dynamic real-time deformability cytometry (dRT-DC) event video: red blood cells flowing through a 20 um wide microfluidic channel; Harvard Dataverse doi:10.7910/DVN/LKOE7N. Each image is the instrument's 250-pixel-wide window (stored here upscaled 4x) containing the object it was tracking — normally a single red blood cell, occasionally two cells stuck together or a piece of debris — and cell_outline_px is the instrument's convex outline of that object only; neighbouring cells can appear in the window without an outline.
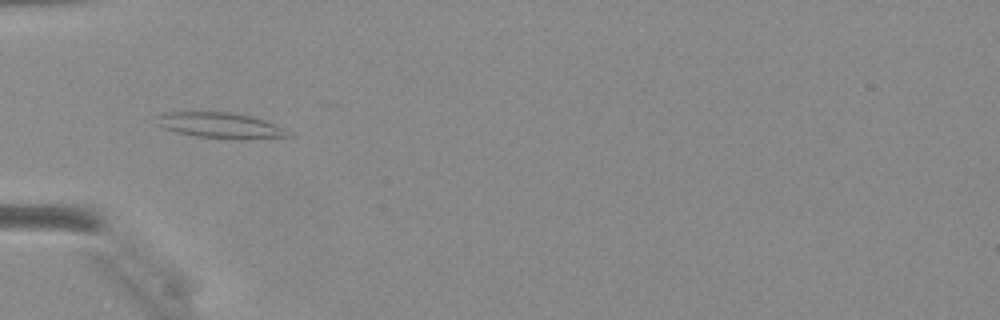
{"species": "Egyptian fruit bat (a non-hibernating species)", "species_latin": "Rousettus aegyptiacus", "temperature_condition": "warm", "stored_images_in_passage": 17, "camera_frame_rate_fps": 3000, "um_per_image_px": 0.085, "animal": {"sex": "female"}, "frame": {"image": 1, "passage_image": 2, "time_ms": 0.333, "image_size_px": [1000, 320], "cell_outline_px": [[296, 136], [196, 136], [176, 132], [164, 128], [156, 124], [160, 116], [164, 112], [232, 112], [252, 116], [264, 120]], "centroid_in_image_um": [18.59, 10.59], "position_along_channel_um": 66.4, "area_um2": 18.09}}
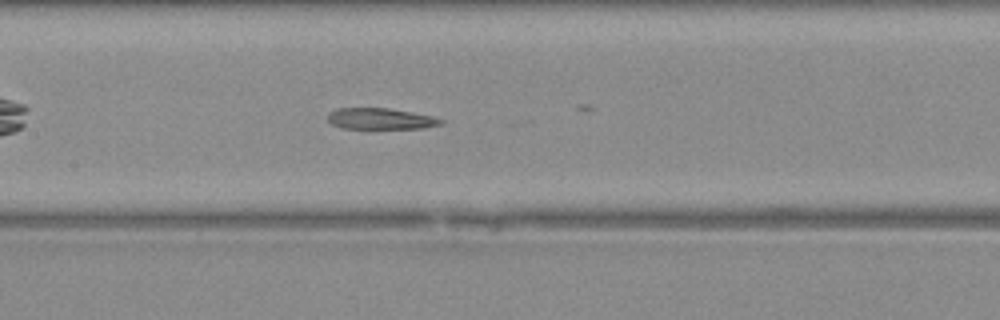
{"frame": {"image": 2, "passage_image": 9, "time_ms": 2.667, "image_size_px": [1000, 320], "cell_outline_px": [[444, 120], [440, 124], [424, 128], [340, 128], [332, 124], [328, 120], [328, 112], [336, 108], [388, 108], [412, 112], [432, 116]], "centroid_in_image_um": [32.3, 10.08], "position_along_channel_um": 175.1, "area_um2": 13.87}}
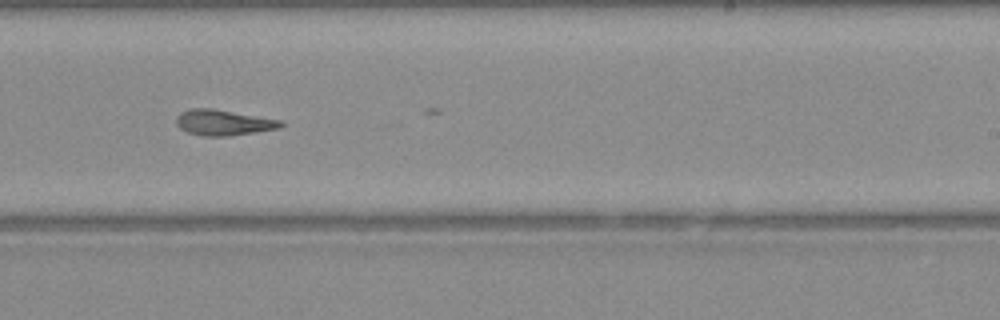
{"frame": {"image": 3, "passage_image": 15, "time_ms": 4.667, "image_size_px": [1000, 320], "cell_outline_px": [[284, 124], [276, 128], [228, 136], [200, 136], [188, 132], [180, 128], [176, 124], [176, 116], [180, 112], [192, 108], [212, 108], [280, 120]], "centroid_in_image_um": [18.9, 10.41], "position_along_channel_um": 270.1, "area_um2": 15.37}}